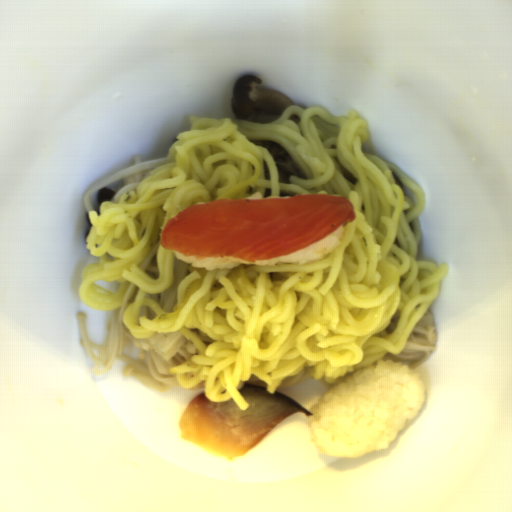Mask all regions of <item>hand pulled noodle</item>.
I'll list each match as a JSON object with an SVG mask.
<instances>
[{
    "label": "hand pulled noodle",
    "instance_id": "14784b9a",
    "mask_svg": "<svg viewBox=\"0 0 512 512\" xmlns=\"http://www.w3.org/2000/svg\"><path fill=\"white\" fill-rule=\"evenodd\" d=\"M168 162L117 202L89 210V254L78 288L83 304L122 307L130 285L137 294L122 320L136 339L180 332L198 353L170 368L179 386L204 382L210 402H248L245 383L273 394L288 376L307 370L330 390L350 375L399 353L440 293L449 266L417 257L420 217L427 199L394 164L367 151L365 118L330 114L319 106H286L267 124L236 117L189 116ZM250 139L281 144L303 170L279 183L277 166ZM325 194L352 201L355 219L330 255L303 265H240L231 270L188 267L173 311L147 294L166 289L173 250L160 246L158 279L138 264L162 227L187 206L223 198Z\"/></svg>",
    "mask_w": 512,
    "mask_h": 512
}]
</instances>
